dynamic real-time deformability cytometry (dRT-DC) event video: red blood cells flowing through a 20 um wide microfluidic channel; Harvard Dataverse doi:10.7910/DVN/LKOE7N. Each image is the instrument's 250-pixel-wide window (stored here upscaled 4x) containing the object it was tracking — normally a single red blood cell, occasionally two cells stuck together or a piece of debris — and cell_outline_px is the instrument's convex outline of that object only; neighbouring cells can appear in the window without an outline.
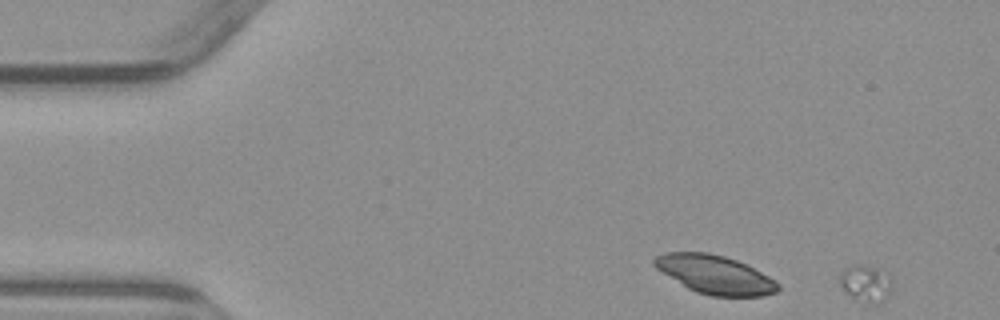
{"species": "common noctule bat (a hibernating species)", "species_latin": "Nyctalus noctula", "temperature_condition": "warm", "stored_images_in_passage": 5, "camera_frame_rate_fps": 3000, "um_per_image_px": 0.085, "animal": {"sex": "male", "body_mass_g": 23.1, "forearm_length_mm": 52.7}, "frame": {"image": 1, "passage_image": 1, "time_ms": 0.0, "image_size_px": [1000, 320], "cell_outline_px": [[892, 284], [888, 296], [876, 304], [868, 304], [852, 296], [840, 288], [840, 272], [844, 268], [856, 264], [864, 264], [872, 268], [892, 280]], "centroid_in_image_um": [73.53, 24.11], "position_along_channel_um": 11.5, "area_um2": 10.87}}